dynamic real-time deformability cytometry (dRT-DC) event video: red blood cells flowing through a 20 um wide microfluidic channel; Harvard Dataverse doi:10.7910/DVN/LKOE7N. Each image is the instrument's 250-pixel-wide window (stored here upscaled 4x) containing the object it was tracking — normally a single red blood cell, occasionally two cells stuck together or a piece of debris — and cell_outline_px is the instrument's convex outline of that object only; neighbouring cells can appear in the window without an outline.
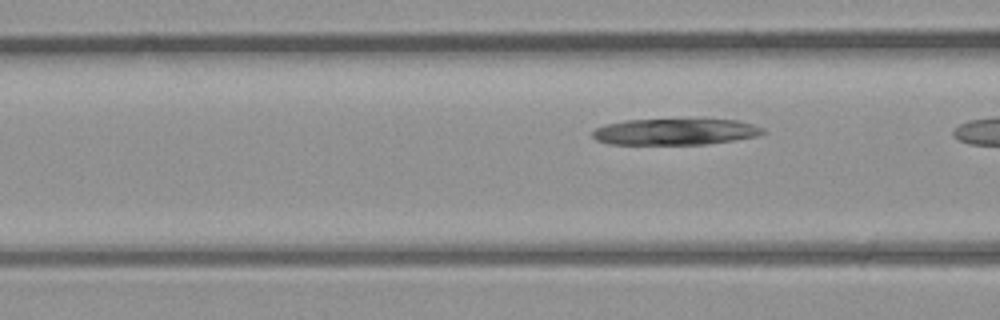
{"species": "common noctule bat (a hibernating species)", "species_latin": "Nyctalus noctula", "temperature_condition": "room temperature", "stored_images_in_passage": 4, "camera_frame_rate_fps": 3000, "um_per_image_px": 0.085, "animal": {"sex": "male", "body_mass_g": 23.1, "forearm_length_mm": 52.7}, "frame": {"image": 1, "passage_image": 4, "time_ms": 4.333, "image_size_px": [1000, 320], "cell_outline_px": [[768, 132], [756, 136], [736, 140], [708, 144], [608, 144], [596, 140], [592, 136], [592, 132], [596, 128], [604, 124], [624, 120], [736, 120], [752, 124], [764, 128]], "centroid_in_image_um": [57.38, 11.21], "position_along_channel_um": 109.2, "area_um2": 26.07}}